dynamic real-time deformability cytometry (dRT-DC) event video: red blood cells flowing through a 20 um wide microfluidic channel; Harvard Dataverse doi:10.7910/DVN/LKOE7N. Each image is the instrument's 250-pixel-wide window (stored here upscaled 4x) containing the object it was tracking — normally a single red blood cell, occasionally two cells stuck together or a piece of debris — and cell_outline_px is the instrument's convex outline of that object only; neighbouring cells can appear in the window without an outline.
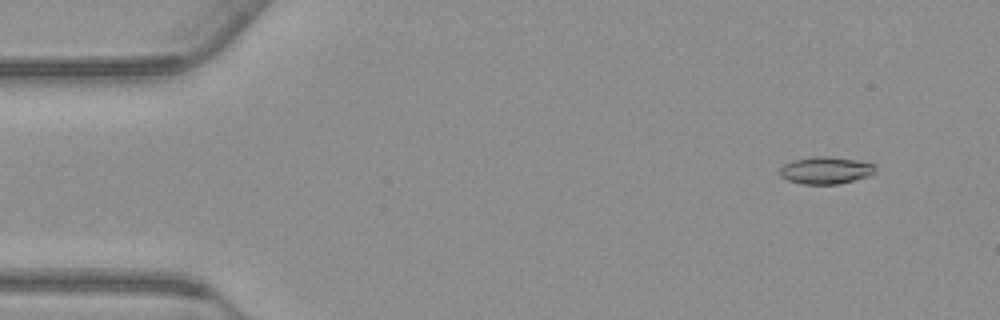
{"species": "common noctule bat (a hibernating species)", "species_latin": "Nyctalus noctula", "temperature_condition": "warm", "stored_images_in_passage": 55, "camera_frame_rate_fps": 3000, "um_per_image_px": 0.085, "animal": {"sex": "male", "body_mass_g": 23.1, "forearm_length_mm": 52.7}, "frame": {"image": 1, "passage_image": 5, "time_ms": 1.333, "image_size_px": [1000, 320], "cell_outline_px": [[876, 168], [868, 176], [836, 184], [804, 184], [788, 180], [780, 176], [780, 168], [784, 164], [792, 160], [816, 156], [828, 156], [856, 160], [876, 164]], "centroid_in_image_um": [70.16, 14.47], "position_along_channel_um": 14.8, "area_um2": 14.97}}
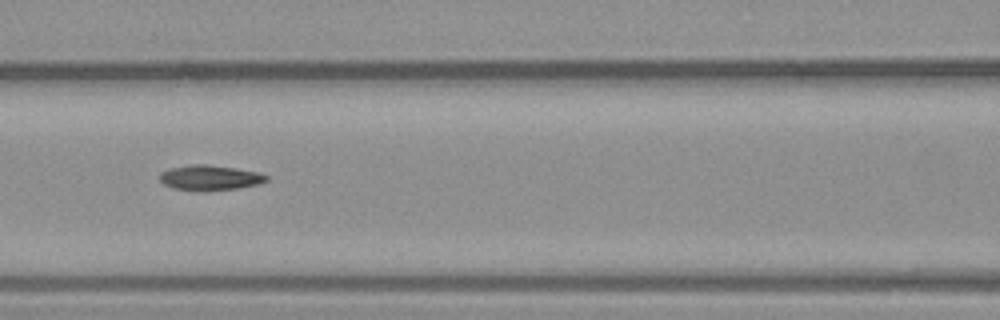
{"frame": {"image": 2, "passage_image": 24, "time_ms": 7.667, "image_size_px": [1000, 320], "cell_outline_px": [[268, 180], [260, 184], [240, 188], [204, 192], [196, 192], [172, 188], [164, 184], [160, 180], [160, 172], [172, 168], [192, 164], [208, 164], [236, 168], [260, 172], [268, 176]], "centroid_in_image_um": [17.87, 15.12], "position_along_channel_um": 148.7, "area_um2": 16.07}}
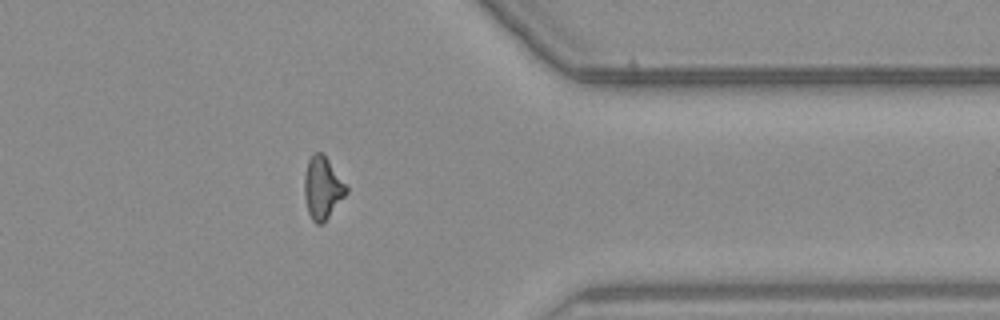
{"frame": {"image": 3, "passage_image": 44, "time_ms": 14.333, "image_size_px": [1000, 320], "cell_outline_px": [[348, 192], [324, 224], [316, 224], [312, 220], [308, 212], [304, 196], [304, 176], [308, 160], [312, 152], [324, 152], [348, 184]], "centroid_in_image_um": [27.44, 15.94], "position_along_channel_um": 384.0, "area_um2": 15.9}, "authors_computed_cell_mechanics": {"area_um2": 15.2014, "velocity_mm_per_s": 3.7697, "shape_relaxation_time_tau1_ms": null, "shape_relaxation_time_tau2_ms": 5.9068, "deformation_change_tau1": null, "deformation_change_tau2": 0.1555}}